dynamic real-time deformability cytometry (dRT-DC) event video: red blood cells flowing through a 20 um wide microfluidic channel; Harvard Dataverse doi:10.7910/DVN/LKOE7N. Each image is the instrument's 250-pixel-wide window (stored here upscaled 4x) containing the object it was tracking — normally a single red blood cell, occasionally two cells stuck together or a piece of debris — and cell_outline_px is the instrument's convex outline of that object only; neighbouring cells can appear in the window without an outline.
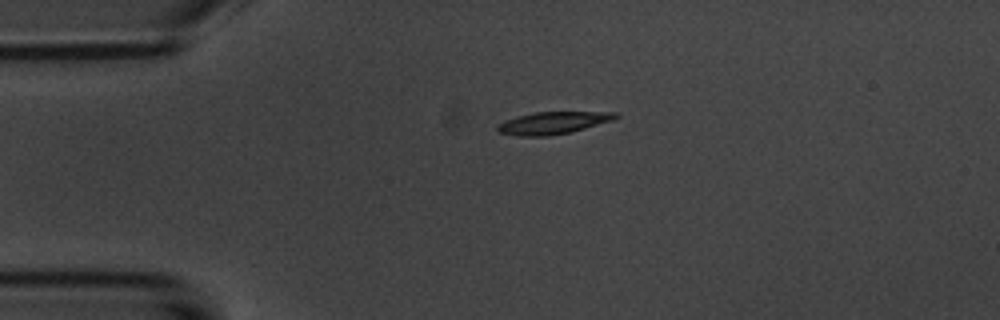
{"species": "common noctule bat (a hibernating species)", "species_latin": "Nyctalus noctula", "temperature_condition": "room temperature", "stored_images_in_passage": 14, "camera_frame_rate_fps": 3000, "um_per_image_px": 0.085, "animal": {"sex": "male", "body_mass_g": 20.1, "forearm_length_mm": 53.5}, "frame": {"image": 1, "passage_image": 3, "time_ms": 3.0, "image_size_px": [1000, 320], "cell_outline_px": [[620, 116], [616, 120], [572, 132], [548, 136], [516, 136], [500, 132], [496, 128], [496, 124], [504, 120], [516, 116], [532, 112], [616, 112]], "centroid_in_image_um": [47.02, 10.44], "position_along_channel_um": 38.0, "area_um2": 15.66}}
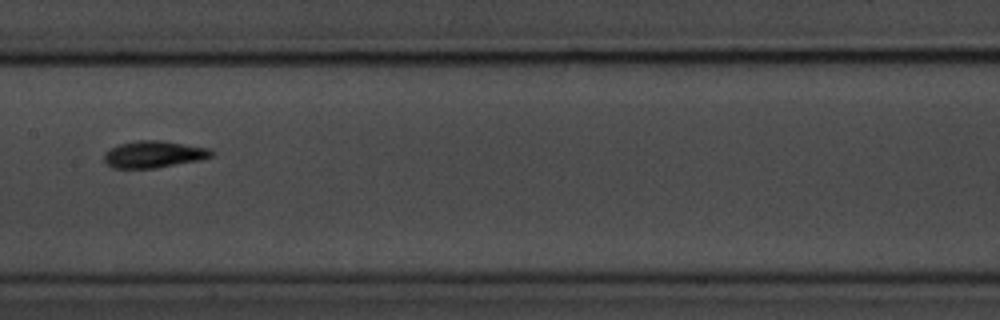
{"frame": {"image": 2, "passage_image": 7, "time_ms": 8.0, "image_size_px": [1000, 320], "cell_outline_px": [[216, 152], [212, 156], [200, 160], [156, 168], [112, 168], [104, 160], [104, 152], [120, 144], [136, 140], [160, 140], [212, 148]], "centroid_in_image_um": [13.12, 13.11], "position_along_channel_um": 194.3, "area_um2": 16.94}, "authors_computed_cell_mechanics": {"area_um2": 15.5193, "velocity_mm_per_s": 3.6917, "shape_relaxation_time_tau1_ms": 4.0936, "shape_relaxation_time_tau2_ms": null, "deformation_change_tau1": 0.1281, "deformation_change_tau2": null}}